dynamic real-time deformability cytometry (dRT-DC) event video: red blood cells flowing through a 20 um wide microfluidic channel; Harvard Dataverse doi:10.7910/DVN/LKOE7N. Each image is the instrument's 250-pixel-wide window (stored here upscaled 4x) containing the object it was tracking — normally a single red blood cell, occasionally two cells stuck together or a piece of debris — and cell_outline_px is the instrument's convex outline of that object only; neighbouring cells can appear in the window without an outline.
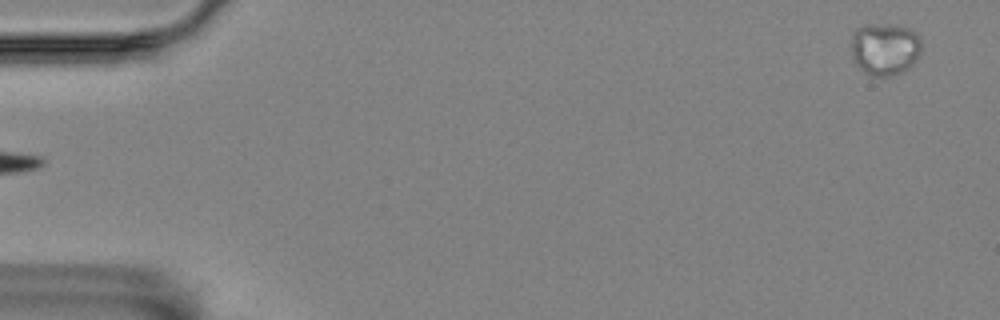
{"species": "Egyptian fruit bat (a non-hibernating species)", "species_latin": "Rousettus aegyptiacus", "temperature_condition": "room temperature", "stored_images_in_passage": 4, "segment_of_instrument_passage": [2, 2], "camera_frame_rate_fps": 3000, "um_per_image_px": 0.085, "animal": {"sex": "female"}, "frame": {"image": 1, "passage_image": 4, "time_ms": 1.0, "image_size_px": [1000, 320], "cell_outline_px": [[920, 52], [916, 60], [908, 68], [900, 72], [888, 76], [868, 76], [852, 60], [852, 32], [856, 28], [864, 24], [896, 24], [908, 28], [920, 40]], "centroid_in_image_um": [75.16, 4.15], "position_along_channel_um": 9.8, "area_um2": 21.5}}